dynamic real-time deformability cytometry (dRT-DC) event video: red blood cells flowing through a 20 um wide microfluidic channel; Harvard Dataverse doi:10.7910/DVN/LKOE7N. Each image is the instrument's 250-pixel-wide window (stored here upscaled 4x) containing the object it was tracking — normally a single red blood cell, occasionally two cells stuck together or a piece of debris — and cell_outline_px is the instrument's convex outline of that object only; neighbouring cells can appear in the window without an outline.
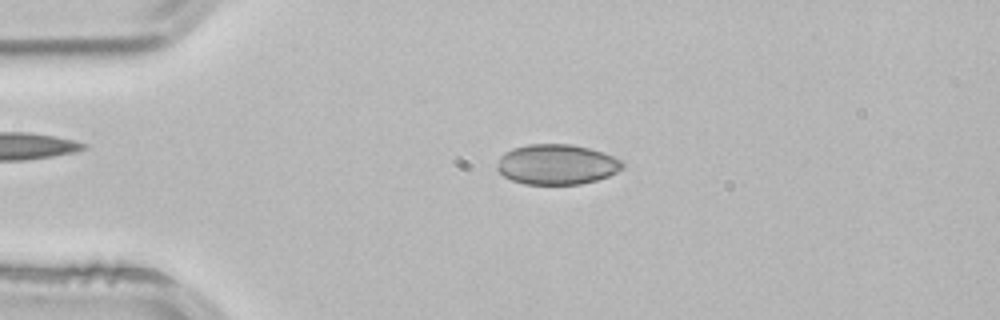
{"species": "common noctule bat (a hibernating species)", "species_latin": "Nyctalus noctula", "temperature_condition": "room temperature", "stored_images_in_passage": 3, "camera_frame_rate_fps": 3000, "um_per_image_px": 0.085, "animal": {"sex": "male", "body_mass_g": 21.5, "forearm_length_mm": 52.0}, "frame": {"image": 1, "passage_image": 2, "time_ms": 0.333, "image_size_px": [1000, 320], "cell_outline_px": [[624, 168], [608, 176], [596, 180], [580, 184], [524, 184], [512, 180], [504, 176], [496, 168], [500, 156], [504, 152], [512, 148], [528, 144], [572, 144], [604, 152], [620, 160], [624, 164]], "centroid_in_image_um": [47.31, 13.97], "position_along_channel_um": 37.7, "area_um2": 29.42}}
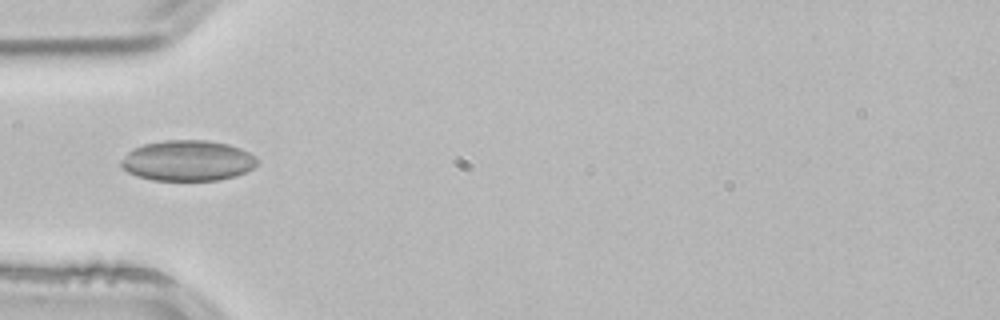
{"frame": {"image": 2, "passage_image": 3, "time_ms": 0.667, "image_size_px": [1000, 320], "cell_outline_px": [[256, 164], [252, 168], [236, 176], [220, 180], [152, 180], [136, 176], [120, 168], [120, 160], [128, 152], [144, 144], [164, 140], [204, 140], [228, 144], [240, 148], [256, 156]], "centroid_in_image_um": [15.92, 13.66], "position_along_channel_um": 69.1, "area_um2": 32.19}}